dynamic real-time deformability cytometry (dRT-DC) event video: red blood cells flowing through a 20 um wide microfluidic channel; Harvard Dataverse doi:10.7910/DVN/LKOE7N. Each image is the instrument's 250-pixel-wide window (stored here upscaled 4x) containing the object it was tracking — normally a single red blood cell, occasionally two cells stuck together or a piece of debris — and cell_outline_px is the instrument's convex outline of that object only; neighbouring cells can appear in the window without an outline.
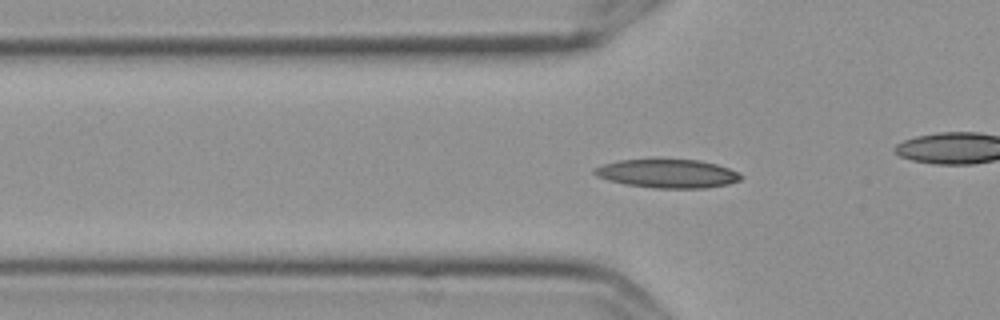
{"species": "Egyptian fruit bat (a non-hibernating species)", "species_latin": "Rousettus aegyptiacus", "temperature_condition": "cold", "stored_images_in_passage": 54, "camera_frame_rate_fps": 3000, "um_per_image_px": 0.085, "frame": {"image": 1, "passage_image": 15, "time_ms": 4.667, "image_size_px": [1000, 320], "cell_outline_px": [[744, 176], [740, 180], [728, 184], [708, 188], [656, 188], [624, 184], [608, 180], [596, 176], [592, 172], [592, 168], [604, 164], [620, 160], [656, 156], [700, 160], [716, 164], [728, 168]], "centroid_in_image_um": [56.69, 14.7], "position_along_channel_um": 69.1, "area_um2": 25.49}}
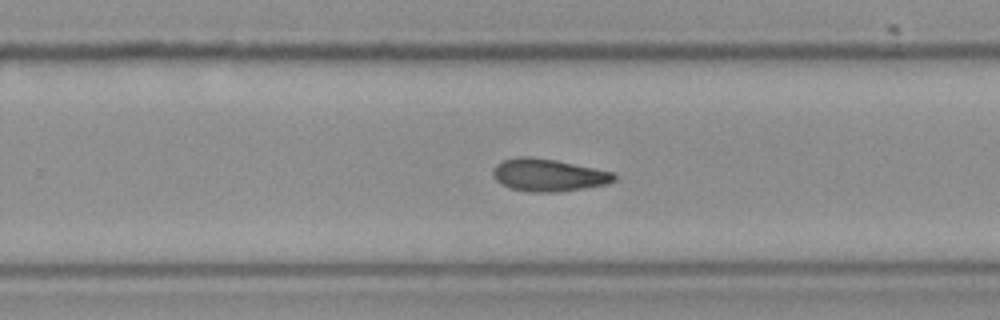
{"frame": {"image": 2, "passage_image": 33, "time_ms": 10.667, "image_size_px": [1000, 320], "cell_outline_px": [[616, 180], [608, 184], [560, 192], [528, 192], [512, 188], [496, 180], [492, 176], [492, 168], [496, 164], [504, 160], [520, 156], [528, 156], [556, 160], [612, 172], [616, 176]], "centroid_in_image_um": [46.6, 14.88], "position_along_channel_um": 283.2, "area_um2": 22.89}}
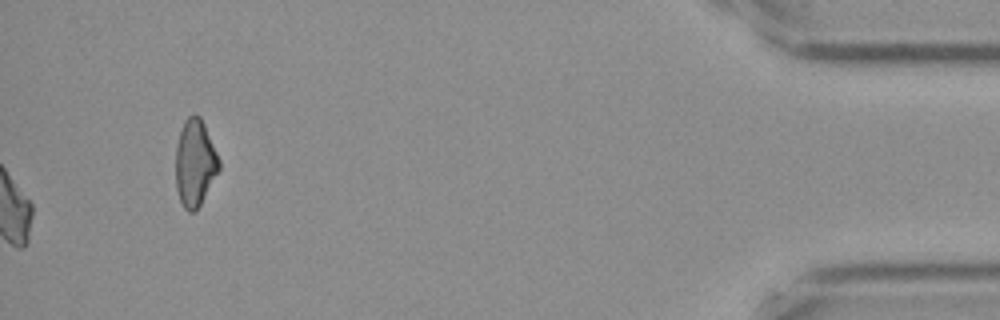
{"frame": {"image": 3, "passage_image": 54, "time_ms": 17.667, "image_size_px": [1000, 320], "cell_outline_px": [[220, 168], [196, 212], [188, 212], [184, 208], [180, 200], [176, 188], [176, 148], [180, 132], [184, 120], [188, 116], [200, 116], [204, 124], [220, 160]], "centroid_in_image_um": [16.57, 13.88], "position_along_channel_um": 418.6, "area_um2": 21.73}, "authors_computed_cell_mechanics": {"area_um2": 22.5709, "velocity_mm_per_s": 3.5713, "shape_relaxation_time_tau1_ms": 10.5412, "shape_relaxation_time_tau2_ms": 5.8592, "deformation_change_tau1": 0.1876, "deformation_change_tau2": 0.1241}}